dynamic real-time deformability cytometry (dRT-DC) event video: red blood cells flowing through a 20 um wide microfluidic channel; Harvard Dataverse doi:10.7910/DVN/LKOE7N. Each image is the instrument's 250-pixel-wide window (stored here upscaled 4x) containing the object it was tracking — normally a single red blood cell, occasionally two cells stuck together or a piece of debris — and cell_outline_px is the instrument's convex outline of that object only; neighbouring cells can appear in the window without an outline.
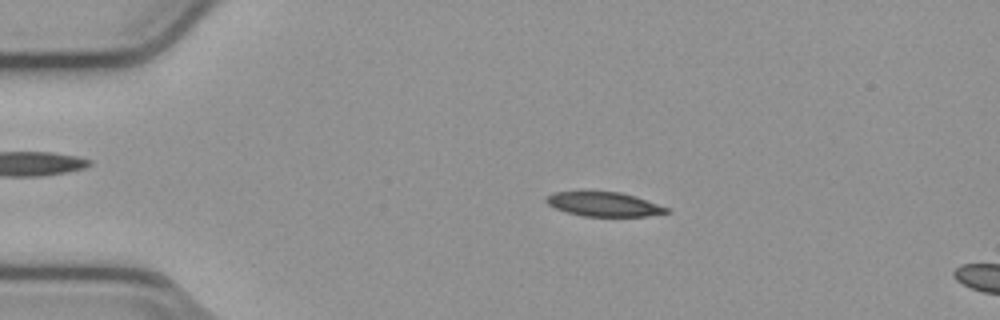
{"species": "common noctule bat (a hibernating species)", "species_latin": "Nyctalus noctula", "temperature_condition": "cold", "stored_images_in_passage": 15, "camera_frame_rate_fps": 3000, "um_per_image_px": 0.085, "animal": {"sex": "male", "body_mass_g": 23.1, "forearm_length_mm": 52.7}, "frame": {"image": 1, "passage_image": 11, "time_ms": 3.333, "image_size_px": [1000, 320], "cell_outline_px": [[672, 212], [648, 216], [584, 216], [568, 212], [556, 208], [548, 204], [544, 200], [552, 192], [580, 188], [620, 192], [636, 196], [668, 208]], "centroid_in_image_um": [51.27, 17.3], "position_along_channel_um": 33.7, "area_um2": 17.8}}